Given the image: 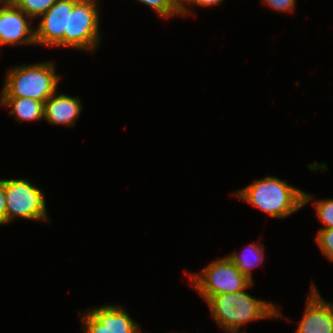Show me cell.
Returning a JSON list of instances; mask_svg holds the SVG:
<instances>
[{"label": "cell", "instance_id": "6da1fadb", "mask_svg": "<svg viewBox=\"0 0 333 333\" xmlns=\"http://www.w3.org/2000/svg\"><path fill=\"white\" fill-rule=\"evenodd\" d=\"M249 203L273 218H285L313 200L312 195L275 176L254 179L233 197Z\"/></svg>", "mask_w": 333, "mask_h": 333}, {"label": "cell", "instance_id": "7a4b0ae2", "mask_svg": "<svg viewBox=\"0 0 333 333\" xmlns=\"http://www.w3.org/2000/svg\"><path fill=\"white\" fill-rule=\"evenodd\" d=\"M246 290L214 295L206 301L212 318L227 333H245L238 331L250 321L283 317L273 303L254 298Z\"/></svg>", "mask_w": 333, "mask_h": 333}, {"label": "cell", "instance_id": "3957f363", "mask_svg": "<svg viewBox=\"0 0 333 333\" xmlns=\"http://www.w3.org/2000/svg\"><path fill=\"white\" fill-rule=\"evenodd\" d=\"M54 65L47 61L8 69L1 97L31 98L44 103L56 92L61 78Z\"/></svg>", "mask_w": 333, "mask_h": 333}, {"label": "cell", "instance_id": "277c9868", "mask_svg": "<svg viewBox=\"0 0 333 333\" xmlns=\"http://www.w3.org/2000/svg\"><path fill=\"white\" fill-rule=\"evenodd\" d=\"M98 0H68L67 31H64V47L87 50L94 53L99 46L100 18ZM98 8V9H97Z\"/></svg>", "mask_w": 333, "mask_h": 333}, {"label": "cell", "instance_id": "5b68a950", "mask_svg": "<svg viewBox=\"0 0 333 333\" xmlns=\"http://www.w3.org/2000/svg\"><path fill=\"white\" fill-rule=\"evenodd\" d=\"M199 273L188 274L185 271L190 278L191 286L205 301L211 296L239 292L253 285V282L244 276L227 256L210 262Z\"/></svg>", "mask_w": 333, "mask_h": 333}, {"label": "cell", "instance_id": "8992f818", "mask_svg": "<svg viewBox=\"0 0 333 333\" xmlns=\"http://www.w3.org/2000/svg\"><path fill=\"white\" fill-rule=\"evenodd\" d=\"M7 221H50L44 192L27 179H4Z\"/></svg>", "mask_w": 333, "mask_h": 333}, {"label": "cell", "instance_id": "52a82bcc", "mask_svg": "<svg viewBox=\"0 0 333 333\" xmlns=\"http://www.w3.org/2000/svg\"><path fill=\"white\" fill-rule=\"evenodd\" d=\"M83 333H140L139 324L131 319L129 313L114 304L89 308L83 312Z\"/></svg>", "mask_w": 333, "mask_h": 333}, {"label": "cell", "instance_id": "ba28073f", "mask_svg": "<svg viewBox=\"0 0 333 333\" xmlns=\"http://www.w3.org/2000/svg\"><path fill=\"white\" fill-rule=\"evenodd\" d=\"M31 22L32 19L12 1L0 7V45H36Z\"/></svg>", "mask_w": 333, "mask_h": 333}, {"label": "cell", "instance_id": "9c48e42d", "mask_svg": "<svg viewBox=\"0 0 333 333\" xmlns=\"http://www.w3.org/2000/svg\"><path fill=\"white\" fill-rule=\"evenodd\" d=\"M295 333H333V304L322 298L314 283Z\"/></svg>", "mask_w": 333, "mask_h": 333}, {"label": "cell", "instance_id": "30bf717a", "mask_svg": "<svg viewBox=\"0 0 333 333\" xmlns=\"http://www.w3.org/2000/svg\"><path fill=\"white\" fill-rule=\"evenodd\" d=\"M40 24L35 29L36 45L64 47V31H67L68 0H57L42 15Z\"/></svg>", "mask_w": 333, "mask_h": 333}, {"label": "cell", "instance_id": "8fae6325", "mask_svg": "<svg viewBox=\"0 0 333 333\" xmlns=\"http://www.w3.org/2000/svg\"><path fill=\"white\" fill-rule=\"evenodd\" d=\"M56 94L57 91L44 102V120L54 125L75 126L82 110L80 98Z\"/></svg>", "mask_w": 333, "mask_h": 333}, {"label": "cell", "instance_id": "7c38bea8", "mask_svg": "<svg viewBox=\"0 0 333 333\" xmlns=\"http://www.w3.org/2000/svg\"><path fill=\"white\" fill-rule=\"evenodd\" d=\"M0 105L11 107L9 115L19 121H40L44 119V103L31 98L0 97Z\"/></svg>", "mask_w": 333, "mask_h": 333}, {"label": "cell", "instance_id": "4fadbf2b", "mask_svg": "<svg viewBox=\"0 0 333 333\" xmlns=\"http://www.w3.org/2000/svg\"><path fill=\"white\" fill-rule=\"evenodd\" d=\"M263 249L262 244H257V242L250 243L249 246L242 252L243 254L234 252L227 255V257L236 265L237 269L244 276L253 282V275L251 272L255 266L262 263L265 253Z\"/></svg>", "mask_w": 333, "mask_h": 333}, {"label": "cell", "instance_id": "5bb4252c", "mask_svg": "<svg viewBox=\"0 0 333 333\" xmlns=\"http://www.w3.org/2000/svg\"><path fill=\"white\" fill-rule=\"evenodd\" d=\"M32 20L40 18L57 0H11Z\"/></svg>", "mask_w": 333, "mask_h": 333}, {"label": "cell", "instance_id": "9a60e30c", "mask_svg": "<svg viewBox=\"0 0 333 333\" xmlns=\"http://www.w3.org/2000/svg\"><path fill=\"white\" fill-rule=\"evenodd\" d=\"M316 214L321 223L324 224L321 229L333 228V198L315 200L313 203Z\"/></svg>", "mask_w": 333, "mask_h": 333}, {"label": "cell", "instance_id": "2e32d148", "mask_svg": "<svg viewBox=\"0 0 333 333\" xmlns=\"http://www.w3.org/2000/svg\"><path fill=\"white\" fill-rule=\"evenodd\" d=\"M144 5L149 6L157 12L162 18L168 19L169 17H174L175 15H182L172 4L170 0H137Z\"/></svg>", "mask_w": 333, "mask_h": 333}, {"label": "cell", "instance_id": "e0dca14e", "mask_svg": "<svg viewBox=\"0 0 333 333\" xmlns=\"http://www.w3.org/2000/svg\"><path fill=\"white\" fill-rule=\"evenodd\" d=\"M316 242L324 256L333 262V228L320 229Z\"/></svg>", "mask_w": 333, "mask_h": 333}, {"label": "cell", "instance_id": "ac0fdd59", "mask_svg": "<svg viewBox=\"0 0 333 333\" xmlns=\"http://www.w3.org/2000/svg\"><path fill=\"white\" fill-rule=\"evenodd\" d=\"M296 0H262L263 4L279 12H293Z\"/></svg>", "mask_w": 333, "mask_h": 333}, {"label": "cell", "instance_id": "d6986e66", "mask_svg": "<svg viewBox=\"0 0 333 333\" xmlns=\"http://www.w3.org/2000/svg\"><path fill=\"white\" fill-rule=\"evenodd\" d=\"M8 223L6 212V197L4 191V179H0V226Z\"/></svg>", "mask_w": 333, "mask_h": 333}, {"label": "cell", "instance_id": "ffe728a7", "mask_svg": "<svg viewBox=\"0 0 333 333\" xmlns=\"http://www.w3.org/2000/svg\"><path fill=\"white\" fill-rule=\"evenodd\" d=\"M174 7L184 15H192L188 5H191L194 0H170Z\"/></svg>", "mask_w": 333, "mask_h": 333}, {"label": "cell", "instance_id": "44dd1931", "mask_svg": "<svg viewBox=\"0 0 333 333\" xmlns=\"http://www.w3.org/2000/svg\"><path fill=\"white\" fill-rule=\"evenodd\" d=\"M222 1L224 0H194L191 5L212 7L213 5L222 3Z\"/></svg>", "mask_w": 333, "mask_h": 333}, {"label": "cell", "instance_id": "7402d4cb", "mask_svg": "<svg viewBox=\"0 0 333 333\" xmlns=\"http://www.w3.org/2000/svg\"><path fill=\"white\" fill-rule=\"evenodd\" d=\"M11 2V0H0V7L5 6L7 4H9Z\"/></svg>", "mask_w": 333, "mask_h": 333}]
</instances>
